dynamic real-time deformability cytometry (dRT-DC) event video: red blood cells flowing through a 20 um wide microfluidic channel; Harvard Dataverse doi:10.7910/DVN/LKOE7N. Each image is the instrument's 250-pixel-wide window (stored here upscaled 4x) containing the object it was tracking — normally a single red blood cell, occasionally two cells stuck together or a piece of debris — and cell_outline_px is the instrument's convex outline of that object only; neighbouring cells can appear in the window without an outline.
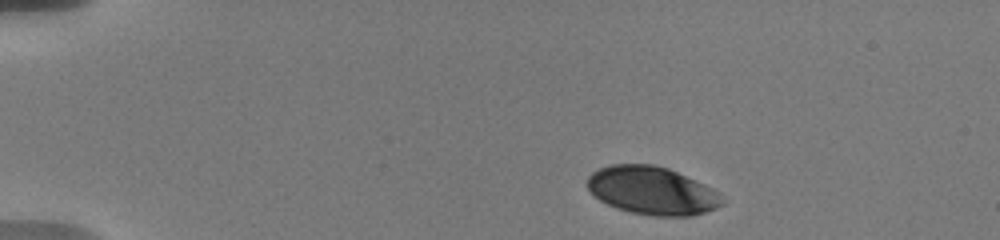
{"species": "human", "species_latin": "Homo sapiens", "temperature_condition": "warm", "stored_images_in_passage": 15, "camera_frame_rate_fps": 3000, "um_per_image_px": 0.085, "donor": {"sex": "male"}, "frame": {"image": 1, "passage_image": 1, "time_ms": 0.0, "image_size_px": [1000, 240], "cell_outline_px": [[724, 204], [716, 208], [692, 216], [656, 216], [632, 212], [616, 208], [600, 200], [588, 188], [588, 176], [592, 172], [600, 168], [612, 164], [656, 164], [668, 168], [704, 184], [720, 192], [724, 196]], "centroid_in_image_um": [55.47, 16.2], "position_along_channel_um": 29.5, "area_um2": 37.74}}
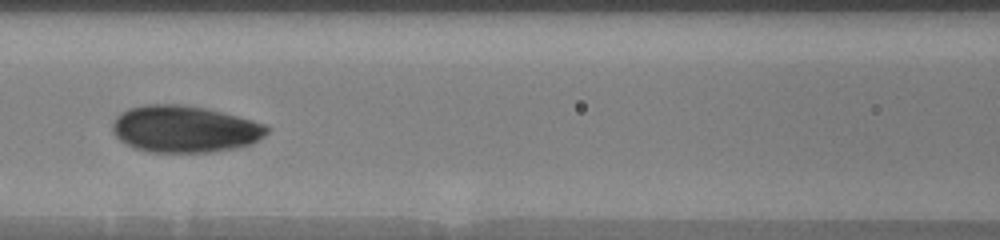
{"frame": {"image": 2, "passage_image": 6, "time_ms": 5.667, "image_size_px": [1000, 240], "cell_outline_px": [[272, 128], [264, 136], [252, 144], [236, 148], [208, 152], [148, 152], [136, 148], [120, 140], [112, 132], [112, 124], [116, 116], [120, 112], [128, 108], [144, 104], [184, 104], [204, 108], [252, 120], [264, 124]], "centroid_in_image_um": [15.68, 10.96], "position_along_channel_um": 150.9, "area_um2": 42.25}}
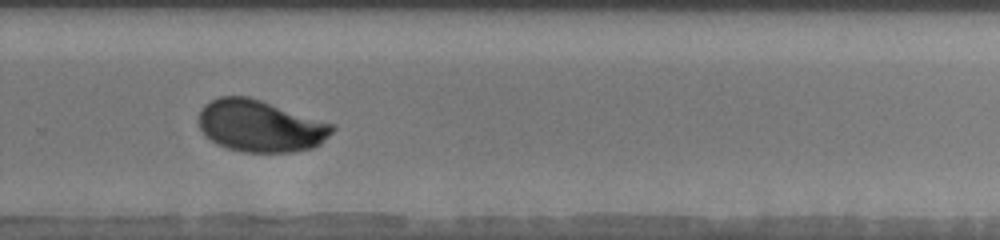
{"frame": {"image": 3, "passage_image": 10, "time_ms": 10.0, "image_size_px": [1000, 240], "cell_outline_px": [[336, 128], [320, 144], [312, 148], [292, 152], [240, 152], [216, 144], [200, 128], [200, 112], [204, 104], [220, 96], [248, 96], [336, 124]], "centroid_in_image_um": [22.17, 10.71], "position_along_channel_um": 307.6, "area_um2": 40.29}, "authors_computed_cell_mechanics": {"area_um2": 39.4774, "velocity_mm_per_s": 3.6338, "shape_relaxation_time_tau1_ms": 3.9144, "shape_relaxation_time_tau2_ms": null, "deformation_change_tau1": 0.1148, "deformation_change_tau2": null}}